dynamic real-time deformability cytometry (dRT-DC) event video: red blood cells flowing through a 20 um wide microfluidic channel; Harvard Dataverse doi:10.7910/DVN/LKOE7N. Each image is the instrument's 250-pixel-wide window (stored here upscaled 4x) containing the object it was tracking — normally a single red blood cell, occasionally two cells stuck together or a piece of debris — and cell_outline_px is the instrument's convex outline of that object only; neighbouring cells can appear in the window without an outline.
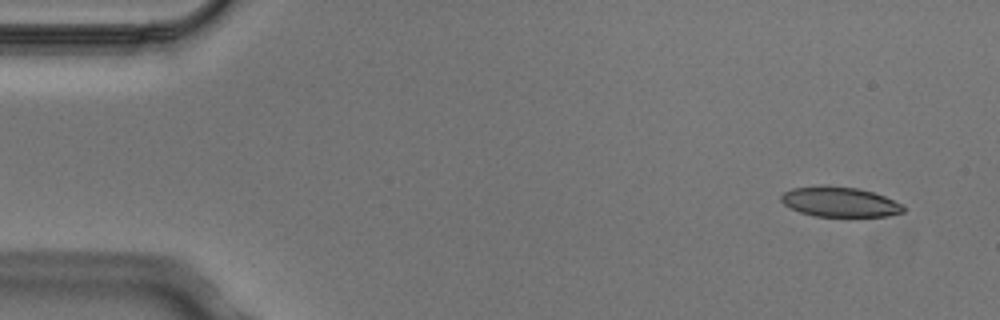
{"species": "Egyptian fruit bat (a non-hibernating species)", "species_latin": "Rousettus aegyptiacus", "temperature_condition": "cold", "stored_images_in_passage": 4, "camera_frame_rate_fps": 3000, "um_per_image_px": 0.085, "animal": {"sex": "male"}, "frame": {"image": 1, "passage_image": 1, "time_ms": 0.0, "image_size_px": [1000, 320], "cell_outline_px": [[904, 212], [888, 216], [812, 216], [800, 212], [784, 204], [780, 200], [780, 196], [784, 192], [792, 188], [820, 184], [856, 188], [872, 192], [884, 196], [904, 204]], "centroid_in_image_um": [71.36, 17.15], "position_along_channel_um": 13.6, "area_um2": 21.5}}
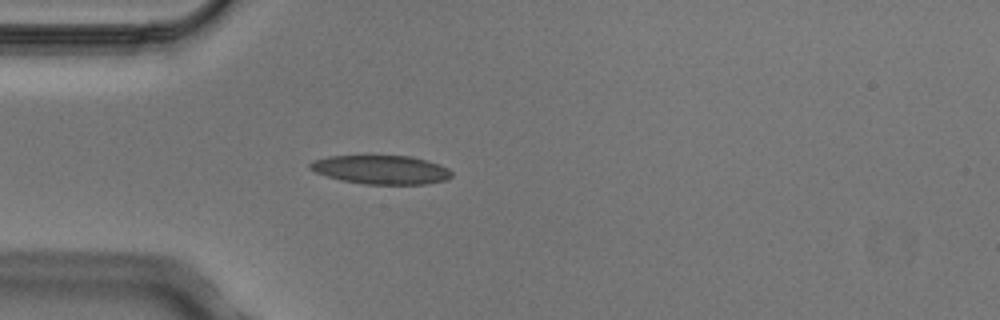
{"frame": {"image": 2, "passage_image": 4, "time_ms": 1.0, "image_size_px": [1000, 320], "cell_outline_px": [[452, 176], [444, 180], [428, 184], [364, 184], [340, 180], [316, 172], [308, 168], [308, 164], [312, 160], [328, 156], [408, 156], [440, 164], [448, 168], [452, 172]], "centroid_in_image_um": [32.37, 14.43], "position_along_channel_um": 52.6, "area_um2": 23.7}}